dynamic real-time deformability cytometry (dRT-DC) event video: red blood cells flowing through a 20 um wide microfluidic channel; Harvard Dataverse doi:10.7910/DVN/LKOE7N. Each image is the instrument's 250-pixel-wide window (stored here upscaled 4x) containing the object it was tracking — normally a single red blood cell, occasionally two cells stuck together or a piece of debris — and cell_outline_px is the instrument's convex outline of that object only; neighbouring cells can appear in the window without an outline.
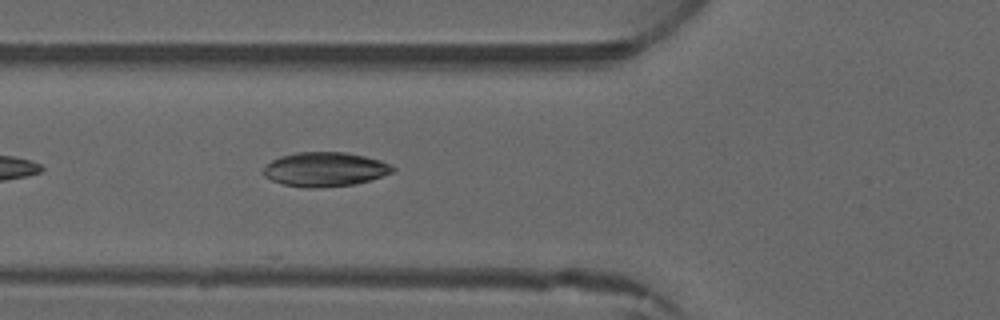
{"species": "common noctule bat (a hibernating species)", "species_latin": "Nyctalus noctula", "temperature_condition": "warm", "stored_images_in_passage": 4, "camera_frame_rate_fps": 3000, "um_per_image_px": 0.085, "animal": {"sex": "male", "forearm_length_mm": 52.5}, "frame": {"image": 1, "passage_image": 4, "time_ms": 3.333, "image_size_px": [1000, 320], "cell_outline_px": [[396, 172], [356, 184], [312, 188], [304, 188], [284, 184], [272, 180], [264, 176], [260, 172], [272, 160], [280, 156], [296, 152], [344, 152], [364, 156], [380, 160], [392, 164], [396, 168]], "centroid_in_image_um": [27.64, 14.39], "position_along_channel_um": 98.2, "area_um2": 26.01}}